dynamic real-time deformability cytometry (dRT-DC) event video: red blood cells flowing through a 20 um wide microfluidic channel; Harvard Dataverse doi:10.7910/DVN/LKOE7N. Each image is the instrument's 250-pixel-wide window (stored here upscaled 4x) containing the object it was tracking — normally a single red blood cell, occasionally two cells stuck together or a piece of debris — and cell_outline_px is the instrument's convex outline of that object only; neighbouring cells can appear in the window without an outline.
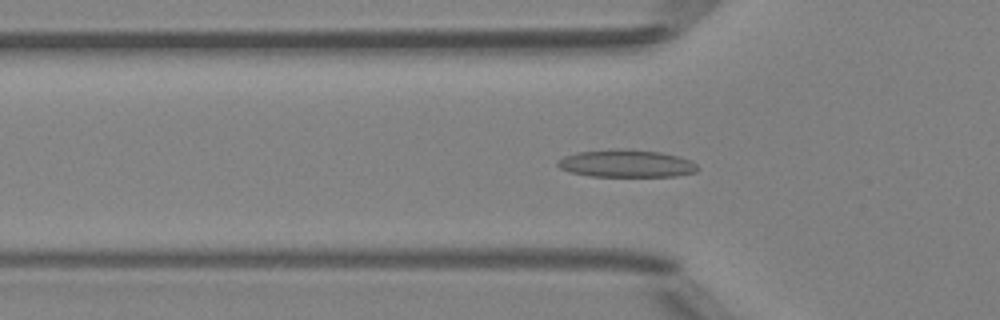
{"species": "Egyptian fruit bat (a non-hibernating species)", "species_latin": "Rousettus aegyptiacus", "temperature_condition": "room temperature", "stored_images_in_passage": 44, "camera_frame_rate_fps": 3000, "um_per_image_px": 0.085, "animal": {"sex": "female"}, "frame": {"image": 1, "passage_image": 11, "time_ms": 3.333, "image_size_px": [1000, 320], "cell_outline_px": [[700, 168], [696, 172], [676, 176], [588, 176], [572, 172], [560, 168], [556, 164], [556, 160], [564, 156], [576, 152], [612, 148], [624, 148], [660, 152], [692, 160]], "centroid_in_image_um": [53.22, 13.88], "position_along_channel_um": 72.6, "area_um2": 22.72}}
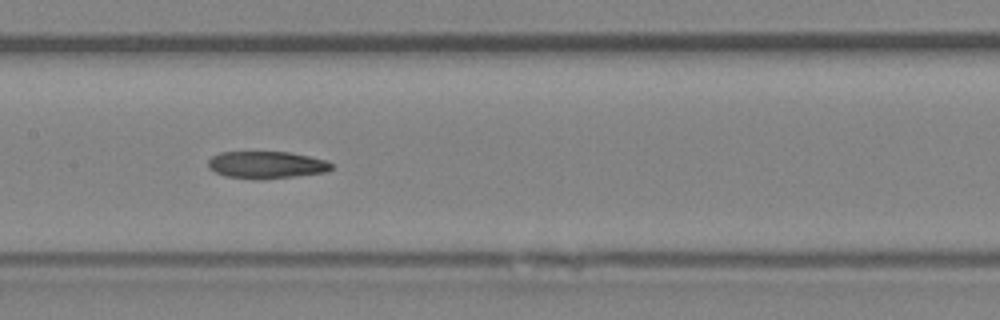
{"frame": {"image": 2, "passage_image": 19, "time_ms": 6.0, "image_size_px": [1000, 320], "cell_outline_px": [[332, 168], [328, 172], [292, 176], [252, 180], [224, 176], [208, 168], [208, 160], [212, 156], [220, 152], [288, 152], [328, 160], [332, 164]], "centroid_in_image_um": [22.63, 14.01], "position_along_channel_um": 184.8, "area_um2": 19.59}}
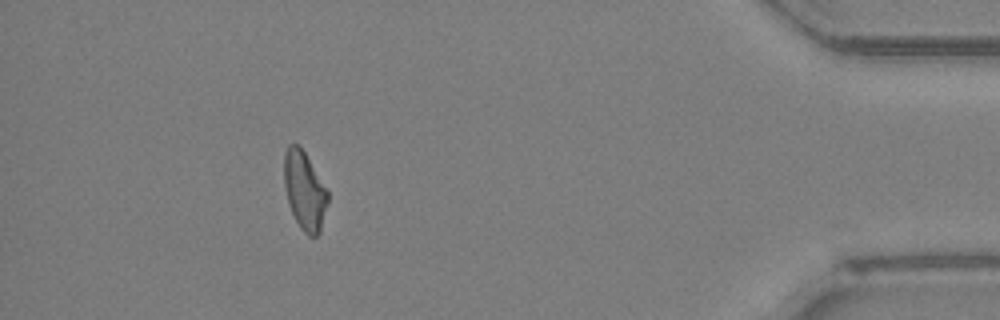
{"frame": {"image": 3, "passage_image": 39, "time_ms": 12.667, "image_size_px": [1000, 320], "cell_outline_px": [[328, 204], [320, 232], [316, 236], [308, 236], [300, 228], [288, 204], [284, 184], [284, 152], [288, 144], [300, 144], [328, 192]], "centroid_in_image_um": [25.88, 16.2], "position_along_channel_um": 409.3, "area_um2": 20.0}}